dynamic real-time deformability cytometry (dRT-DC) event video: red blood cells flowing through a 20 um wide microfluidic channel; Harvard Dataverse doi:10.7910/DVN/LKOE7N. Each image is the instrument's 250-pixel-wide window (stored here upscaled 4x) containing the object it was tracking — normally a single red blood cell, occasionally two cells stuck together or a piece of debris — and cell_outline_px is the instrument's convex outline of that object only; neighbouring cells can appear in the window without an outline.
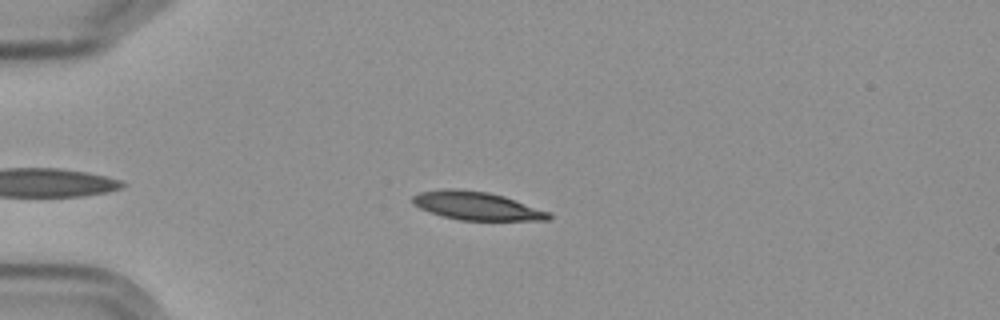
{"species": "Egyptian fruit bat (a non-hibernating species)", "species_latin": "Rousettus aegyptiacus", "temperature_condition": "cold", "stored_images_in_passage": 3, "camera_frame_rate_fps": 3000, "um_per_image_px": 0.085, "frame": {"image": 1, "passage_image": 2, "time_ms": 1.333, "image_size_px": [1000, 320], "cell_outline_px": [[552, 216], [548, 220], [460, 220], [428, 212], [412, 204], [412, 196], [420, 192], [444, 188], [456, 188], [488, 192], [504, 196], [548, 212]], "centroid_in_image_um": [40.45, 17.49], "position_along_channel_um": 44.6, "area_um2": 22.31}}